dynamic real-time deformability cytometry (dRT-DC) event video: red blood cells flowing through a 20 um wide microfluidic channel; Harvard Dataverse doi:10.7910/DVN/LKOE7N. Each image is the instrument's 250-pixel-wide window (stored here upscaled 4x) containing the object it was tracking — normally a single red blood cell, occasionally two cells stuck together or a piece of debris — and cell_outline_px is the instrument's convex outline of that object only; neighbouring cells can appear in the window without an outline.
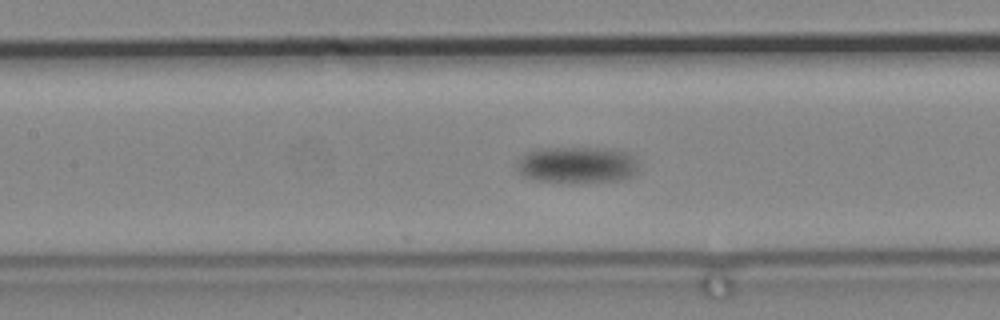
{"species": "common noctule bat (a hibernating species)", "species_latin": "Nyctalus noctula", "temperature_condition": "cold", "stored_images_in_passage": 77, "camera_frame_rate_fps": 3000, "um_per_image_px": 0.085, "animal": {"sex": "male", "body_mass_g": 19.2, "forearm_length_mm": 51.8}, "frame": {"image": 1, "passage_image": 31, "time_ms": 10.0, "image_size_px": [1000, 320], "cell_outline_px": [[636, 176], [620, 180], [584, 184], [536, 180], [524, 176], [516, 168], [516, 160], [520, 156], [536, 148], [604, 148], [628, 152], [632, 156], [636, 164]], "centroid_in_image_um": [49.03, 14.04], "position_along_channel_um": 158.4, "area_um2": 26.47}}
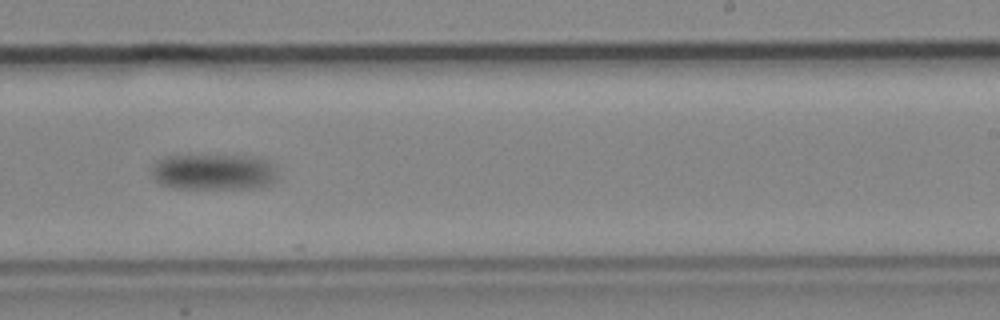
{"frame": {"image": 2, "passage_image": 45, "time_ms": 14.667, "image_size_px": [1000, 320], "cell_outline_px": [[276, 180], [272, 184], [256, 188], [172, 188], [160, 184], [152, 176], [152, 164], [156, 160], [164, 156], [256, 156], [268, 160], [272, 164], [276, 176]], "centroid_in_image_um": [18.15, 14.62], "position_along_channel_um": 270.9, "area_um2": 26.59}}
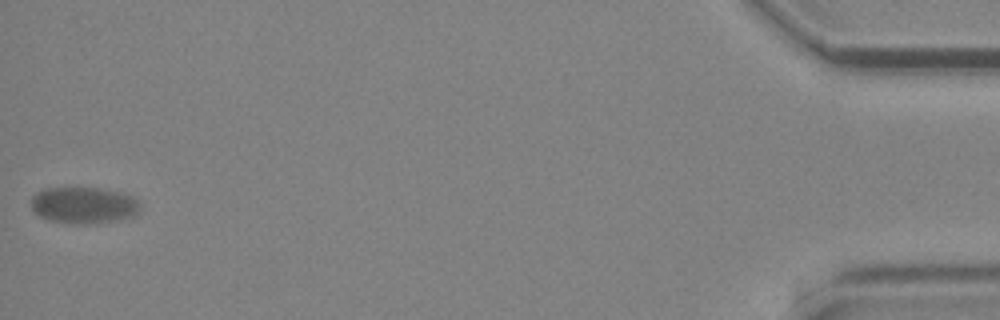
{"frame": {"image": 3, "passage_image": 77, "time_ms": 25.333, "image_size_px": [1000, 320], "cell_outline_px": [[140, 208], [132, 216], [116, 220], [88, 224], [80, 224], [48, 220], [40, 216], [32, 208], [32, 196], [36, 192], [44, 188], [104, 188], [120, 192], [132, 196], [140, 200]], "centroid_in_image_um": [7.13, 17.43], "position_along_channel_um": 428.1, "area_um2": 23.18}}